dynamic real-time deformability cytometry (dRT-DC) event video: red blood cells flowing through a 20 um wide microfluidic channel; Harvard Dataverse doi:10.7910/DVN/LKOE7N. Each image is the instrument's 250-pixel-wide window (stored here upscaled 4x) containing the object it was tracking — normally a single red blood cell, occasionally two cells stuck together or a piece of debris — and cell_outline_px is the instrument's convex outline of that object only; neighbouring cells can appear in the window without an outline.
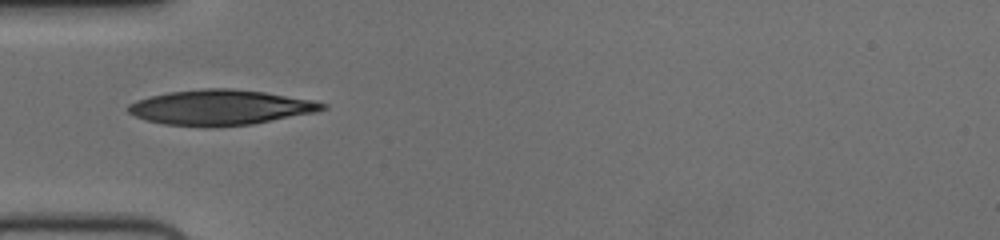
{"species": "human", "species_latin": "Homo sapiens", "temperature_condition": "cold", "stored_images_in_passage": 38, "camera_frame_rate_fps": 3000, "um_per_image_px": 0.085, "donor": {"sex": "female"}, "frame": {"image": 1, "passage_image": 1, "time_ms": 0.0, "image_size_px": [1000, 240], "cell_outline_px": [[328, 108], [312, 112], [252, 124], [212, 128], [204, 128], [164, 124], [144, 120], [128, 112], [128, 104], [136, 100], [148, 96], [168, 92], [200, 88], [232, 88], [264, 92], [312, 100], [328, 104]], "centroid_in_image_um": [18.67, 9.14], "position_along_channel_um": 66.3, "area_um2": 40.11}}
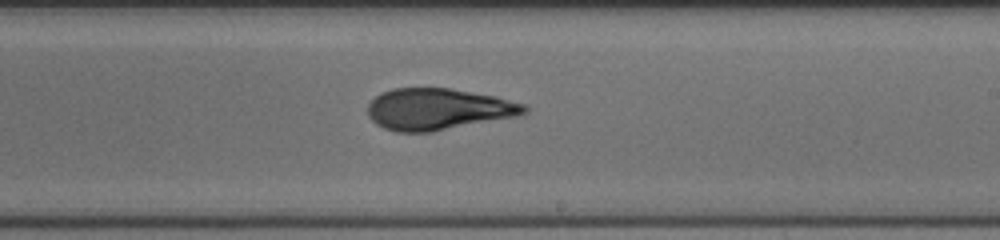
{"frame": {"image": 2, "passage_image": 16, "time_ms": 5.0, "image_size_px": [1000, 240], "cell_outline_px": [[528, 112], [516, 116], [432, 132], [396, 132], [384, 128], [376, 124], [368, 116], [368, 104], [380, 92], [392, 88], [448, 88], [496, 96], [524, 104], [528, 108]], "centroid_in_image_um": [37.21, 9.28], "position_along_channel_um": 251.8, "area_um2": 37.86}}
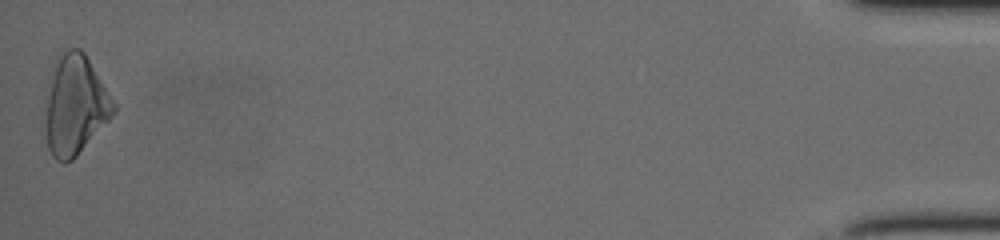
{"frame": {"image": 3, "passage_image": 38, "time_ms": 12.333, "image_size_px": [1000, 240], "cell_outline_px": [[116, 112], [76, 156], [72, 160], [64, 164], [56, 160], [52, 156], [48, 148], [44, 128], [44, 100], [48, 80], [56, 56], [68, 48], [80, 48], [84, 52], [116, 104]], "centroid_in_image_um": [6.33, 8.93], "position_along_channel_um": 428.9, "area_um2": 40.29}, "authors_computed_cell_mechanics": {"area_um2": 37.6856, "velocity_mm_per_s": 3.7364, "shape_relaxation_time_tau1_ms": 5.1898, "shape_relaxation_time_tau2_ms": 2.309, "deformation_change_tau1": 0.1688, "deformation_change_tau2": 0.0895}}